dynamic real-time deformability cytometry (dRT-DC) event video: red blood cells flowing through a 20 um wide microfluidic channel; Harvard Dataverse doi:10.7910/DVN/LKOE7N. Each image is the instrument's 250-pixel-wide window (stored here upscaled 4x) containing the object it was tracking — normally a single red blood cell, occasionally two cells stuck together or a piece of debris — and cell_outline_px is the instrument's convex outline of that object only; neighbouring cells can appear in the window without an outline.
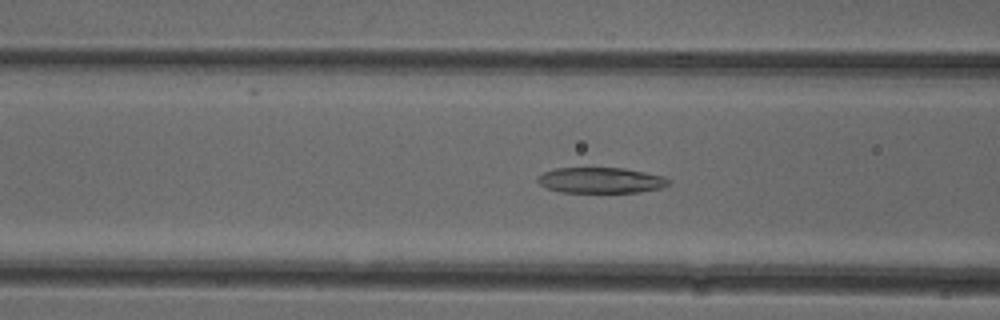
{"species": "common noctule bat (a hibernating species)", "species_latin": "Nyctalus noctula", "temperature_condition": "cold", "stored_images_in_passage": 42, "camera_frame_rate_fps": 3000, "um_per_image_px": 0.085, "animal": {"sex": "female"}, "frame": {"image": 1, "passage_image": 10, "time_ms": 3.0, "image_size_px": [1000, 320], "cell_outline_px": [[672, 184], [660, 188], [640, 192], [560, 192], [548, 188], [540, 184], [536, 180], [536, 176], [544, 172], [556, 168], [624, 168], [664, 176], [672, 180]], "centroid_in_image_um": [51.1, 15.32], "position_along_channel_um": 115.5, "area_um2": 19.71}}
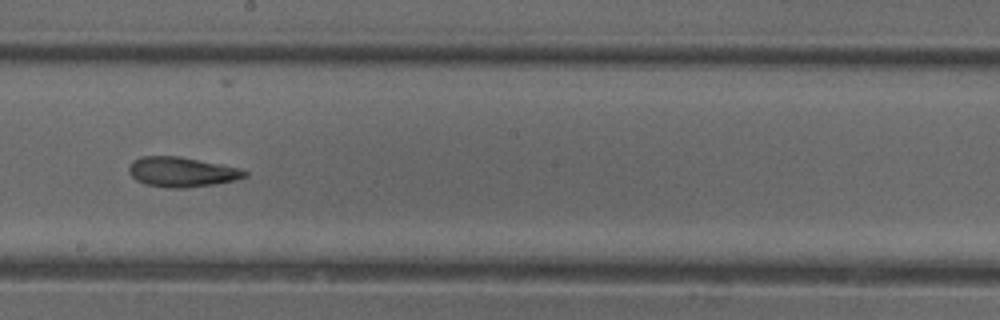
{"frame": {"image": 2, "passage_image": 19, "time_ms": 6.0, "image_size_px": [1000, 320], "cell_outline_px": [[248, 176], [236, 180], [216, 184], [184, 188], [168, 188], [144, 184], [136, 180], [128, 172], [128, 168], [132, 160], [140, 156], [180, 156], [220, 164], [236, 168], [248, 172]], "centroid_in_image_um": [15.41, 14.62], "position_along_channel_um": 232.8, "area_um2": 20.29}}
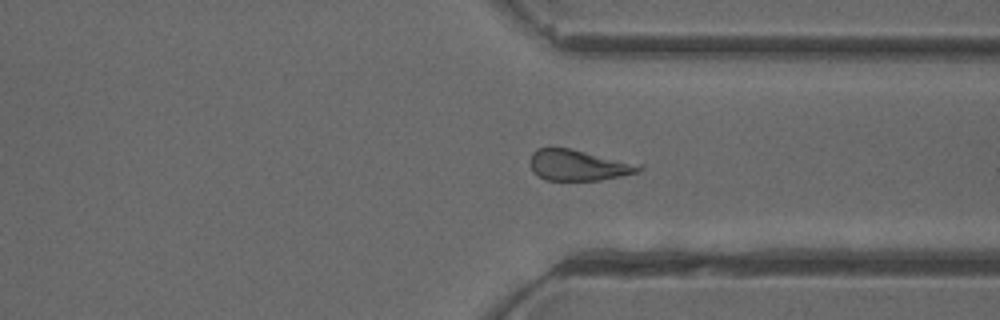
{"frame": {"image": 3, "passage_image": 29, "time_ms": 9.333, "image_size_px": [1000, 320], "cell_outline_px": [[644, 168], [640, 172], [600, 180], [544, 180], [532, 172], [528, 160], [532, 152], [536, 148], [572, 148], [640, 164]], "centroid_in_image_um": [49.13, 14.04], "position_along_channel_um": 362.3, "area_um2": 19.88}}